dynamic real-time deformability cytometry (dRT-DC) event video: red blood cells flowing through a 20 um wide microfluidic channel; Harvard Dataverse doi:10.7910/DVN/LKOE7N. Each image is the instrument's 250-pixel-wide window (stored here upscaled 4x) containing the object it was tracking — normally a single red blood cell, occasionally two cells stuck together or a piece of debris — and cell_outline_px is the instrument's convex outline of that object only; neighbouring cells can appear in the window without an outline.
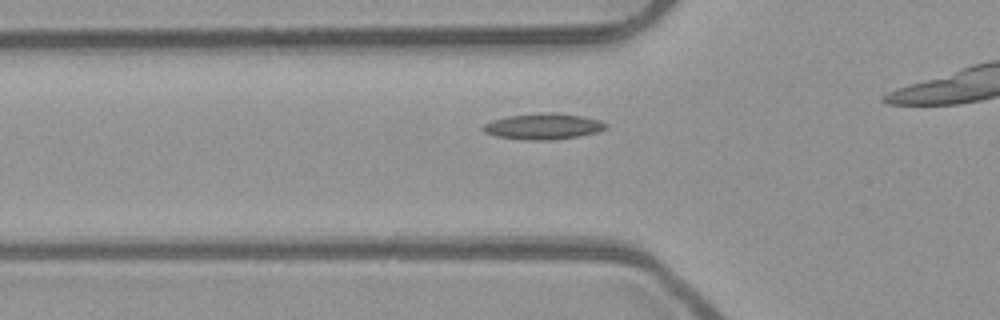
{"species": "common noctule bat (a hibernating species)", "species_latin": "Nyctalus noctula", "temperature_condition": "room temperature", "stored_images_in_passage": 27, "camera_frame_rate_fps": 3000, "um_per_image_px": 0.085, "animal": {"sex": "male", "body_mass_g": 23.1, "forearm_length_mm": 52.7}, "frame": {"image": 1, "passage_image": 6, "time_ms": 1.667, "image_size_px": [1000, 320], "cell_outline_px": [[608, 128], [596, 132], [580, 136], [552, 140], [528, 140], [496, 136], [484, 132], [480, 128], [484, 124], [492, 120], [508, 116], [548, 112], [584, 116], [600, 120], [608, 124]], "centroid_in_image_um": [46.19, 10.74], "position_along_channel_um": 79.6, "area_um2": 18.61}}
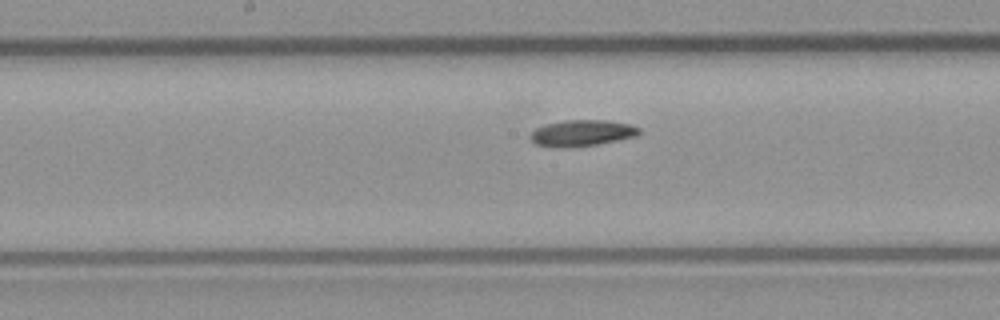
{"frame": {"image": 2, "passage_image": 15, "time_ms": 4.667, "image_size_px": [1000, 320], "cell_outline_px": [[640, 132], [636, 136], [596, 144], [564, 148], [560, 148], [536, 144], [532, 140], [532, 132], [536, 128], [548, 124], [564, 120], [608, 120], [632, 124], [640, 128]], "centroid_in_image_um": [49.5, 11.3], "position_along_channel_um": 198.7, "area_um2": 16.42}}
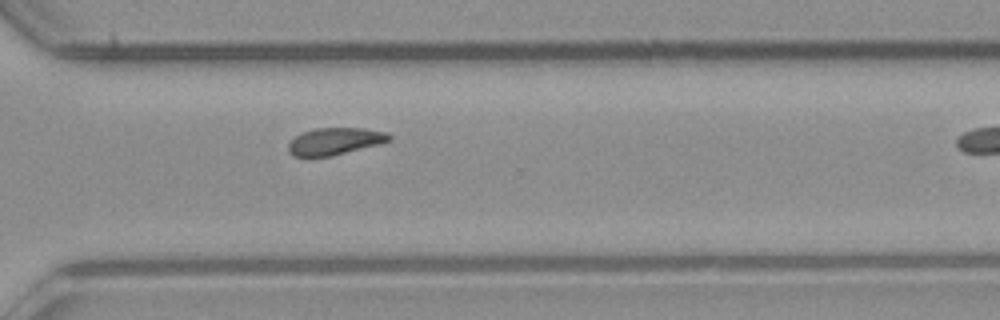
{"frame": {"image": 3, "passage_image": 26, "time_ms": 8.333, "image_size_px": [1000, 320], "cell_outline_px": [[392, 140], [380, 144], [332, 156], [292, 156], [288, 152], [288, 144], [296, 136], [304, 132], [316, 128], [364, 128], [388, 132], [392, 136]], "centroid_in_image_um": [28.51, 12.0], "position_along_channel_um": 342.1, "area_um2": 15.95}}